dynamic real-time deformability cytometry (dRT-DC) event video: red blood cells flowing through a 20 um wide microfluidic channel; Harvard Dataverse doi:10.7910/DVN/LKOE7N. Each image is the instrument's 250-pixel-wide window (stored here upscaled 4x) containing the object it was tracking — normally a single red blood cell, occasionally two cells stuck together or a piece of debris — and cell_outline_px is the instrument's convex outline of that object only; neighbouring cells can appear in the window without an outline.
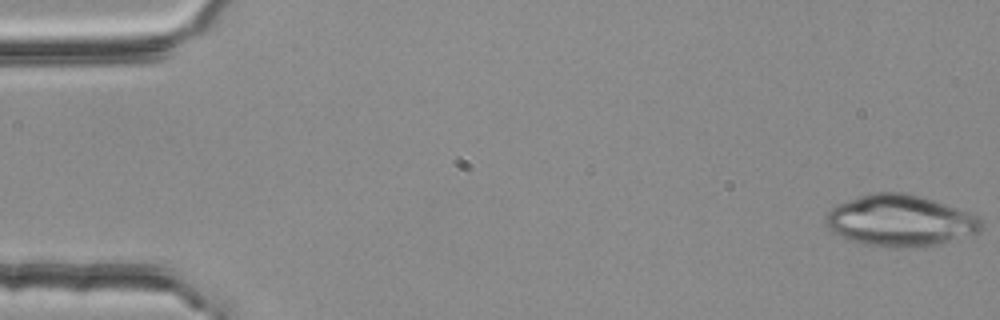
{"species": "common noctule bat (a hibernating species)", "species_latin": "Nyctalus noctula", "temperature_condition": "room temperature", "stored_images_in_passage": 4, "camera_frame_rate_fps": 3000, "um_per_image_px": 0.085, "animal": {"sex": "female", "body_mass_g": 25.1}, "frame": {"image": 1, "passage_image": 1, "time_ms": 0.0, "image_size_px": [1000, 320], "cell_outline_px": [[984, 228], [980, 232], [936, 244], [920, 248], [896, 248], [864, 244], [840, 236], [832, 232], [828, 228], [824, 220], [824, 212], [840, 204], [868, 192], [908, 192], [972, 212], [980, 216], [984, 224]], "centroid_in_image_um": [76.54, 18.75], "position_along_channel_um": 8.5, "area_um2": 47.16}}